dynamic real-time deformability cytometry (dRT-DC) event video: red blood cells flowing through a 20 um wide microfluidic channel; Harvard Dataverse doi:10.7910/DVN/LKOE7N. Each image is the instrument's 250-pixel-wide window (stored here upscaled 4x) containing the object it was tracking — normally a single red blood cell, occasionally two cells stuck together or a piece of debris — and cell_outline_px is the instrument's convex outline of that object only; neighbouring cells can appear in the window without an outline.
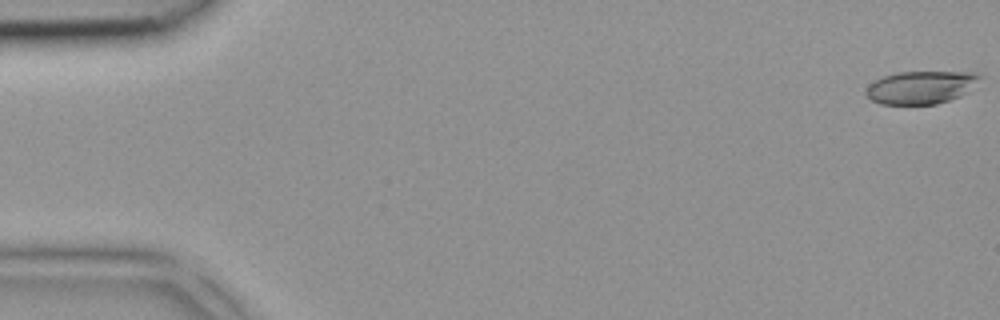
{"species": "common noctule bat (a hibernating species)", "species_latin": "Nyctalus noctula", "temperature_condition": "room temperature", "stored_images_in_passage": 5, "camera_frame_rate_fps": 3000, "um_per_image_px": 0.085, "animal": {"sex": "female", "body_mass_g": 18.4}, "frame": {"image": 1, "passage_image": 1, "time_ms": 0.0, "image_size_px": [1000, 320], "cell_outline_px": [[980, 76], [968, 92], [960, 96], [936, 104], [880, 104], [872, 100], [864, 92], [868, 84], [884, 76], [896, 72], [972, 72]], "centroid_in_image_um": [78.22, 7.43], "position_along_channel_um": 6.8, "area_um2": 21.56}}